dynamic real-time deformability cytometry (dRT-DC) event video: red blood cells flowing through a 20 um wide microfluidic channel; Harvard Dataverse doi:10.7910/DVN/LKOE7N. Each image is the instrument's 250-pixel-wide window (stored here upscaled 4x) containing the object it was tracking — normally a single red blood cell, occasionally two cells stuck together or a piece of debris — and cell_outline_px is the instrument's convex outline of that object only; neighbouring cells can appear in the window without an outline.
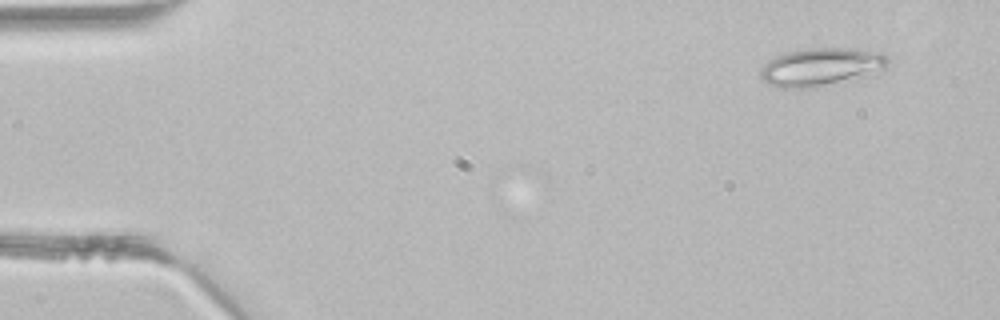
{"species": "common noctule bat (a hibernating species)", "species_latin": "Nyctalus noctula", "temperature_condition": "room temperature", "stored_images_in_passage": 3, "camera_frame_rate_fps": 3000, "um_per_image_px": 0.085, "animal": {"sex": "male", "body_mass_g": 21.5, "forearm_length_mm": 52.0}, "frame": {"image": 1, "passage_image": 1, "time_ms": 0.0, "image_size_px": [1000, 320], "cell_outline_px": [[888, 64], [884, 68], [864, 76], [800, 88], [780, 88], [768, 84], [760, 76], [760, 72], [764, 64], [788, 52], [812, 48], [848, 48], [880, 52], [888, 56]], "centroid_in_image_um": [69.79, 5.67], "position_along_channel_um": 15.2, "area_um2": 27.17}}